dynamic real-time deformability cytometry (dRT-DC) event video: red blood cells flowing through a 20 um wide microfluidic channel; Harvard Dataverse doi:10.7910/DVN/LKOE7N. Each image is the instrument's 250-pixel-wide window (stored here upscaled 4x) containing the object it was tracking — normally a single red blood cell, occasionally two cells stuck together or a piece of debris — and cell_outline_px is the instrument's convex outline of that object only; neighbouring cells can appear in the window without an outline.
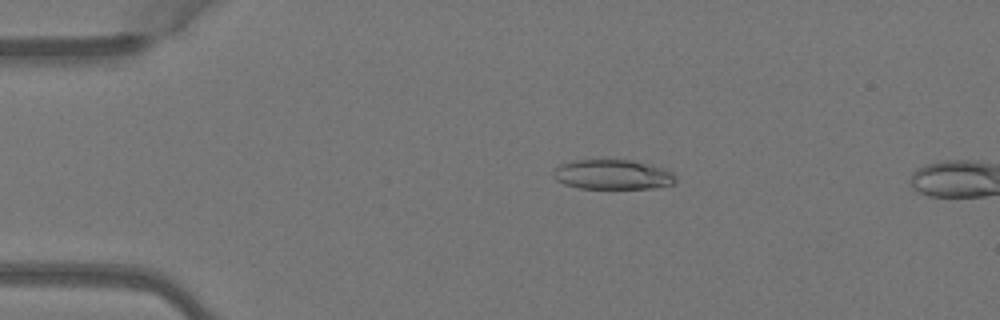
{"species": "Egyptian fruit bat (a non-hibernating species)", "species_latin": "Rousettus aegyptiacus", "temperature_condition": "warm", "stored_images_in_passage": 3, "camera_frame_rate_fps": 3000, "um_per_image_px": 0.085, "animal": {"sex": "female"}, "frame": {"image": 1, "passage_image": 2, "time_ms": 0.333, "image_size_px": [1000, 320], "cell_outline_px": [[676, 180], [672, 184], [656, 188], [576, 188], [564, 184], [556, 180], [552, 176], [556, 168], [560, 164], [572, 160], [632, 160], [664, 168], [672, 172], [676, 176]], "centroid_in_image_um": [52.07, 14.84], "position_along_channel_um": 32.9, "area_um2": 21.27}}